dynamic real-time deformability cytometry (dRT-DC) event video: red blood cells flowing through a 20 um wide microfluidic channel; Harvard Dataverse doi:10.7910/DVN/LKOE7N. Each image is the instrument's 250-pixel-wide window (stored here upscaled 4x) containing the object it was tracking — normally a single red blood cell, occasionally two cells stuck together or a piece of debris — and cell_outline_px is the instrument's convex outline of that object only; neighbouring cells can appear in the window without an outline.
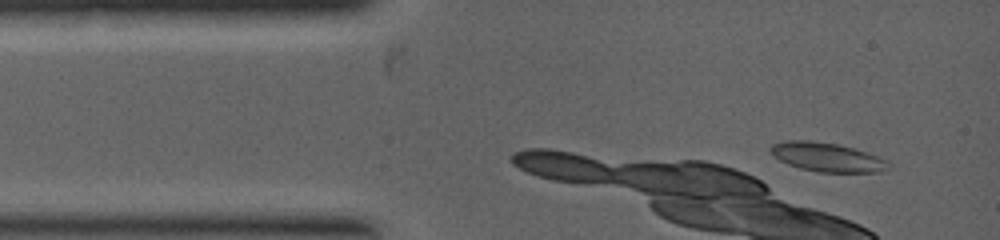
{"species": "common noctule bat (a hibernating species)", "species_latin": "Nyctalus noctula", "temperature_condition": "warm", "stored_images_in_passage": 2, "camera_frame_rate_fps": 5000, "um_per_image_px": 0.085, "animal": {"sex": "female", "body_mass_g": 19.0, "forearm_length_mm": 53.3}, "frame": {"image": 1, "passage_image": 1, "time_ms": 0.0, "image_size_px": [1000, 240], "cell_outline_px": [[892, 168], [880, 172], [820, 172], [800, 168], [788, 164], [772, 156], [768, 148], [772, 144], [784, 140], [812, 140], [836, 144], [868, 152], [888, 160], [892, 164]], "centroid_in_image_um": [70.32, 13.35], "position_along_channel_um": 14.7, "area_um2": 20.23}}